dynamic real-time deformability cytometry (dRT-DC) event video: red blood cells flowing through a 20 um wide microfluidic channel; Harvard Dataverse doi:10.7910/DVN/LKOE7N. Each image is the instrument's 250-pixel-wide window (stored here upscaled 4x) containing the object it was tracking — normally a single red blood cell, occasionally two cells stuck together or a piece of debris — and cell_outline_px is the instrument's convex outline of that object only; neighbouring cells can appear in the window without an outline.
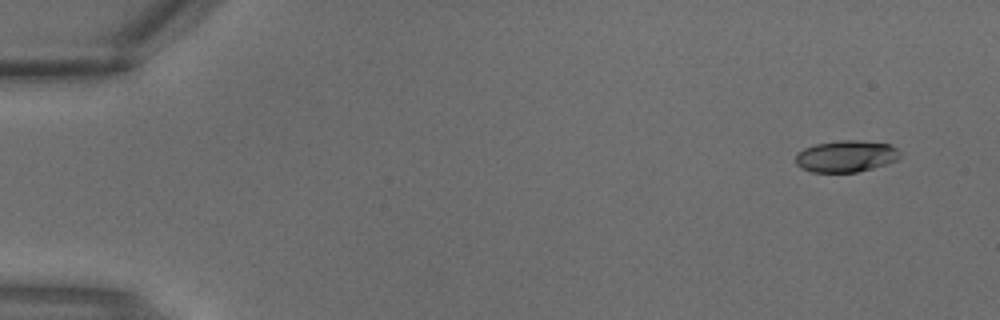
{"species": "common noctule bat (a hibernating species)", "species_latin": "Nyctalus noctula", "temperature_condition": "warm", "stored_images_in_passage": 2, "camera_frame_rate_fps": 3000, "um_per_image_px": 0.085, "animal": {"sex": "male", "body_mass_g": 18.8}, "frame": {"image": 1, "passage_image": 1, "time_ms": 0.0, "image_size_px": [1000, 320], "cell_outline_px": [[900, 156], [896, 160], [888, 164], [856, 172], [812, 172], [800, 168], [796, 164], [796, 152], [804, 148], [816, 144], [840, 140], [856, 140], [892, 144], [900, 152]], "centroid_in_image_um": [71.91, 13.28], "position_along_channel_um": 13.1, "area_um2": 19.36}}